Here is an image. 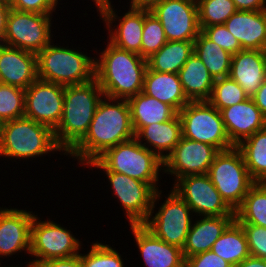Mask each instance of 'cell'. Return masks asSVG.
I'll return each instance as SVG.
<instances>
[{
	"mask_svg": "<svg viewBox=\"0 0 266 267\" xmlns=\"http://www.w3.org/2000/svg\"><path fill=\"white\" fill-rule=\"evenodd\" d=\"M135 138L127 99L106 96L99 101L89 130L66 155L85 168L107 149Z\"/></svg>",
	"mask_w": 266,
	"mask_h": 267,
	"instance_id": "cell-1",
	"label": "cell"
},
{
	"mask_svg": "<svg viewBox=\"0 0 266 267\" xmlns=\"http://www.w3.org/2000/svg\"><path fill=\"white\" fill-rule=\"evenodd\" d=\"M106 48L95 49L94 78L104 96L129 99L143 91L147 60L137 53L126 51L106 40ZM105 48V49H104Z\"/></svg>",
	"mask_w": 266,
	"mask_h": 267,
	"instance_id": "cell-2",
	"label": "cell"
},
{
	"mask_svg": "<svg viewBox=\"0 0 266 267\" xmlns=\"http://www.w3.org/2000/svg\"><path fill=\"white\" fill-rule=\"evenodd\" d=\"M103 96L95 78L84 84L64 87L63 114L54 130V136L66 155L87 134L96 107Z\"/></svg>",
	"mask_w": 266,
	"mask_h": 267,
	"instance_id": "cell-3",
	"label": "cell"
},
{
	"mask_svg": "<svg viewBox=\"0 0 266 267\" xmlns=\"http://www.w3.org/2000/svg\"><path fill=\"white\" fill-rule=\"evenodd\" d=\"M64 154L58 146L54 131L27 117L2 123L0 134V157L14 162L36 160L51 154ZM51 153V154H50ZM49 154V155H48ZM34 158V159H33ZM16 159V160H15ZM25 160V161H24Z\"/></svg>",
	"mask_w": 266,
	"mask_h": 267,
	"instance_id": "cell-4",
	"label": "cell"
},
{
	"mask_svg": "<svg viewBox=\"0 0 266 267\" xmlns=\"http://www.w3.org/2000/svg\"><path fill=\"white\" fill-rule=\"evenodd\" d=\"M87 167L92 171L95 168L100 171L125 174L148 183L155 191L161 188L163 161L155 153L141 145L136 138L107 149Z\"/></svg>",
	"mask_w": 266,
	"mask_h": 267,
	"instance_id": "cell-5",
	"label": "cell"
},
{
	"mask_svg": "<svg viewBox=\"0 0 266 267\" xmlns=\"http://www.w3.org/2000/svg\"><path fill=\"white\" fill-rule=\"evenodd\" d=\"M54 42L52 40L37 54L39 79L63 86L84 84L94 79V56L80 47L77 49L71 45L69 48V44L61 46Z\"/></svg>",
	"mask_w": 266,
	"mask_h": 267,
	"instance_id": "cell-6",
	"label": "cell"
},
{
	"mask_svg": "<svg viewBox=\"0 0 266 267\" xmlns=\"http://www.w3.org/2000/svg\"><path fill=\"white\" fill-rule=\"evenodd\" d=\"M162 192V189L155 192L151 211L142 225L155 237L183 249L194 214L186 202L171 188L167 196H163ZM162 196L165 200L158 207L159 201L163 200Z\"/></svg>",
	"mask_w": 266,
	"mask_h": 267,
	"instance_id": "cell-7",
	"label": "cell"
},
{
	"mask_svg": "<svg viewBox=\"0 0 266 267\" xmlns=\"http://www.w3.org/2000/svg\"><path fill=\"white\" fill-rule=\"evenodd\" d=\"M41 219V220H40ZM35 214L31 223L30 253L25 267H38L50 259L67 258L79 255L82 241L73 235L68 227L51 220H43ZM31 255V256H30Z\"/></svg>",
	"mask_w": 266,
	"mask_h": 267,
	"instance_id": "cell-8",
	"label": "cell"
},
{
	"mask_svg": "<svg viewBox=\"0 0 266 267\" xmlns=\"http://www.w3.org/2000/svg\"><path fill=\"white\" fill-rule=\"evenodd\" d=\"M208 175L222 199L233 211L241 205L250 188L256 183L236 146L216 154Z\"/></svg>",
	"mask_w": 266,
	"mask_h": 267,
	"instance_id": "cell-9",
	"label": "cell"
},
{
	"mask_svg": "<svg viewBox=\"0 0 266 267\" xmlns=\"http://www.w3.org/2000/svg\"><path fill=\"white\" fill-rule=\"evenodd\" d=\"M178 116L182 137L212 145L219 151L234 147L227 136L221 112L209 101H190Z\"/></svg>",
	"mask_w": 266,
	"mask_h": 267,
	"instance_id": "cell-10",
	"label": "cell"
},
{
	"mask_svg": "<svg viewBox=\"0 0 266 267\" xmlns=\"http://www.w3.org/2000/svg\"><path fill=\"white\" fill-rule=\"evenodd\" d=\"M52 16L11 8L5 31L6 44L37 55L54 39Z\"/></svg>",
	"mask_w": 266,
	"mask_h": 267,
	"instance_id": "cell-11",
	"label": "cell"
},
{
	"mask_svg": "<svg viewBox=\"0 0 266 267\" xmlns=\"http://www.w3.org/2000/svg\"><path fill=\"white\" fill-rule=\"evenodd\" d=\"M112 197L123 210L129 225L143 224L151 211L155 190L146 182L133 179L125 174L113 171H101Z\"/></svg>",
	"mask_w": 266,
	"mask_h": 267,
	"instance_id": "cell-12",
	"label": "cell"
},
{
	"mask_svg": "<svg viewBox=\"0 0 266 267\" xmlns=\"http://www.w3.org/2000/svg\"><path fill=\"white\" fill-rule=\"evenodd\" d=\"M128 8L125 13H122L123 16H119L118 14L121 13L117 12L118 9H115V5L111 2L99 7L96 11L97 15L98 13L100 15L99 19L104 23V28L108 31L107 39L110 43L142 56L145 9Z\"/></svg>",
	"mask_w": 266,
	"mask_h": 267,
	"instance_id": "cell-13",
	"label": "cell"
},
{
	"mask_svg": "<svg viewBox=\"0 0 266 267\" xmlns=\"http://www.w3.org/2000/svg\"><path fill=\"white\" fill-rule=\"evenodd\" d=\"M173 183L171 189L186 202L194 216L235 215L208 174L185 176Z\"/></svg>",
	"mask_w": 266,
	"mask_h": 267,
	"instance_id": "cell-14",
	"label": "cell"
},
{
	"mask_svg": "<svg viewBox=\"0 0 266 267\" xmlns=\"http://www.w3.org/2000/svg\"><path fill=\"white\" fill-rule=\"evenodd\" d=\"M150 12L160 21L168 41H194L201 32L197 2L163 0Z\"/></svg>",
	"mask_w": 266,
	"mask_h": 267,
	"instance_id": "cell-15",
	"label": "cell"
},
{
	"mask_svg": "<svg viewBox=\"0 0 266 267\" xmlns=\"http://www.w3.org/2000/svg\"><path fill=\"white\" fill-rule=\"evenodd\" d=\"M64 87L37 78L25 89L24 117L43 124L54 131L63 114Z\"/></svg>",
	"mask_w": 266,
	"mask_h": 267,
	"instance_id": "cell-16",
	"label": "cell"
},
{
	"mask_svg": "<svg viewBox=\"0 0 266 267\" xmlns=\"http://www.w3.org/2000/svg\"><path fill=\"white\" fill-rule=\"evenodd\" d=\"M218 152L212 145L181 137L163 161V174L174 176V182L189 175L208 174Z\"/></svg>",
	"mask_w": 266,
	"mask_h": 267,
	"instance_id": "cell-17",
	"label": "cell"
},
{
	"mask_svg": "<svg viewBox=\"0 0 266 267\" xmlns=\"http://www.w3.org/2000/svg\"><path fill=\"white\" fill-rule=\"evenodd\" d=\"M35 212L0 207V258H9L24 251L30 253L31 223ZM2 259H0V263Z\"/></svg>",
	"mask_w": 266,
	"mask_h": 267,
	"instance_id": "cell-18",
	"label": "cell"
},
{
	"mask_svg": "<svg viewBox=\"0 0 266 267\" xmlns=\"http://www.w3.org/2000/svg\"><path fill=\"white\" fill-rule=\"evenodd\" d=\"M129 226L145 267H185L182 249L155 237L142 224Z\"/></svg>",
	"mask_w": 266,
	"mask_h": 267,
	"instance_id": "cell-19",
	"label": "cell"
},
{
	"mask_svg": "<svg viewBox=\"0 0 266 267\" xmlns=\"http://www.w3.org/2000/svg\"><path fill=\"white\" fill-rule=\"evenodd\" d=\"M220 112L227 136L234 146L266 127V118L252 97L226 107Z\"/></svg>",
	"mask_w": 266,
	"mask_h": 267,
	"instance_id": "cell-20",
	"label": "cell"
},
{
	"mask_svg": "<svg viewBox=\"0 0 266 267\" xmlns=\"http://www.w3.org/2000/svg\"><path fill=\"white\" fill-rule=\"evenodd\" d=\"M37 78L36 54L8 45L0 50V83L25 90Z\"/></svg>",
	"mask_w": 266,
	"mask_h": 267,
	"instance_id": "cell-21",
	"label": "cell"
},
{
	"mask_svg": "<svg viewBox=\"0 0 266 267\" xmlns=\"http://www.w3.org/2000/svg\"><path fill=\"white\" fill-rule=\"evenodd\" d=\"M224 25L242 49L266 50V10H237Z\"/></svg>",
	"mask_w": 266,
	"mask_h": 267,
	"instance_id": "cell-22",
	"label": "cell"
},
{
	"mask_svg": "<svg viewBox=\"0 0 266 267\" xmlns=\"http://www.w3.org/2000/svg\"><path fill=\"white\" fill-rule=\"evenodd\" d=\"M229 77L253 97L266 79L265 51L242 49L233 54Z\"/></svg>",
	"mask_w": 266,
	"mask_h": 267,
	"instance_id": "cell-23",
	"label": "cell"
},
{
	"mask_svg": "<svg viewBox=\"0 0 266 267\" xmlns=\"http://www.w3.org/2000/svg\"><path fill=\"white\" fill-rule=\"evenodd\" d=\"M235 220V215L196 216L183 246L184 258L211 250L214 242Z\"/></svg>",
	"mask_w": 266,
	"mask_h": 267,
	"instance_id": "cell-24",
	"label": "cell"
},
{
	"mask_svg": "<svg viewBox=\"0 0 266 267\" xmlns=\"http://www.w3.org/2000/svg\"><path fill=\"white\" fill-rule=\"evenodd\" d=\"M181 137L178 114L168 121L146 125L135 135L141 145L155 153L162 161L172 152Z\"/></svg>",
	"mask_w": 266,
	"mask_h": 267,
	"instance_id": "cell-25",
	"label": "cell"
},
{
	"mask_svg": "<svg viewBox=\"0 0 266 267\" xmlns=\"http://www.w3.org/2000/svg\"><path fill=\"white\" fill-rule=\"evenodd\" d=\"M143 92L167 103L177 112L190 102L183 92L178 74L153 71L149 67L144 77Z\"/></svg>",
	"mask_w": 266,
	"mask_h": 267,
	"instance_id": "cell-26",
	"label": "cell"
},
{
	"mask_svg": "<svg viewBox=\"0 0 266 267\" xmlns=\"http://www.w3.org/2000/svg\"><path fill=\"white\" fill-rule=\"evenodd\" d=\"M127 101L135 135L146 125L168 121L178 114L172 106L146 95L143 91Z\"/></svg>",
	"mask_w": 266,
	"mask_h": 267,
	"instance_id": "cell-27",
	"label": "cell"
},
{
	"mask_svg": "<svg viewBox=\"0 0 266 267\" xmlns=\"http://www.w3.org/2000/svg\"><path fill=\"white\" fill-rule=\"evenodd\" d=\"M183 92L189 101H208L214 79L203 62L193 54L179 70Z\"/></svg>",
	"mask_w": 266,
	"mask_h": 267,
	"instance_id": "cell-28",
	"label": "cell"
},
{
	"mask_svg": "<svg viewBox=\"0 0 266 267\" xmlns=\"http://www.w3.org/2000/svg\"><path fill=\"white\" fill-rule=\"evenodd\" d=\"M193 54L194 41H167L147 59V64L153 71L178 74Z\"/></svg>",
	"mask_w": 266,
	"mask_h": 267,
	"instance_id": "cell-29",
	"label": "cell"
},
{
	"mask_svg": "<svg viewBox=\"0 0 266 267\" xmlns=\"http://www.w3.org/2000/svg\"><path fill=\"white\" fill-rule=\"evenodd\" d=\"M211 251L233 267L248 258L250 251L241 224L234 220L214 242Z\"/></svg>",
	"mask_w": 266,
	"mask_h": 267,
	"instance_id": "cell-30",
	"label": "cell"
},
{
	"mask_svg": "<svg viewBox=\"0 0 266 267\" xmlns=\"http://www.w3.org/2000/svg\"><path fill=\"white\" fill-rule=\"evenodd\" d=\"M194 54L207 67L214 80L229 77L232 54L209 40L202 32L194 40Z\"/></svg>",
	"mask_w": 266,
	"mask_h": 267,
	"instance_id": "cell-31",
	"label": "cell"
},
{
	"mask_svg": "<svg viewBox=\"0 0 266 267\" xmlns=\"http://www.w3.org/2000/svg\"><path fill=\"white\" fill-rule=\"evenodd\" d=\"M255 182H266V127L236 146Z\"/></svg>",
	"mask_w": 266,
	"mask_h": 267,
	"instance_id": "cell-32",
	"label": "cell"
},
{
	"mask_svg": "<svg viewBox=\"0 0 266 267\" xmlns=\"http://www.w3.org/2000/svg\"><path fill=\"white\" fill-rule=\"evenodd\" d=\"M234 213L235 220L240 224L266 228V183L256 182Z\"/></svg>",
	"mask_w": 266,
	"mask_h": 267,
	"instance_id": "cell-33",
	"label": "cell"
},
{
	"mask_svg": "<svg viewBox=\"0 0 266 267\" xmlns=\"http://www.w3.org/2000/svg\"><path fill=\"white\" fill-rule=\"evenodd\" d=\"M197 6L200 29L224 24L237 11L233 0H199Z\"/></svg>",
	"mask_w": 266,
	"mask_h": 267,
	"instance_id": "cell-34",
	"label": "cell"
},
{
	"mask_svg": "<svg viewBox=\"0 0 266 267\" xmlns=\"http://www.w3.org/2000/svg\"><path fill=\"white\" fill-rule=\"evenodd\" d=\"M244 89L230 77L214 80L213 90L208 100L217 110L241 103L248 99Z\"/></svg>",
	"mask_w": 266,
	"mask_h": 267,
	"instance_id": "cell-35",
	"label": "cell"
},
{
	"mask_svg": "<svg viewBox=\"0 0 266 267\" xmlns=\"http://www.w3.org/2000/svg\"><path fill=\"white\" fill-rule=\"evenodd\" d=\"M25 90L0 83V122L24 117Z\"/></svg>",
	"mask_w": 266,
	"mask_h": 267,
	"instance_id": "cell-36",
	"label": "cell"
},
{
	"mask_svg": "<svg viewBox=\"0 0 266 267\" xmlns=\"http://www.w3.org/2000/svg\"><path fill=\"white\" fill-rule=\"evenodd\" d=\"M80 255L84 267H127L120 252L102 241L92 242L90 249Z\"/></svg>",
	"mask_w": 266,
	"mask_h": 267,
	"instance_id": "cell-37",
	"label": "cell"
},
{
	"mask_svg": "<svg viewBox=\"0 0 266 267\" xmlns=\"http://www.w3.org/2000/svg\"><path fill=\"white\" fill-rule=\"evenodd\" d=\"M165 31L160 21L150 12L145 9V21L143 26L142 37V57L148 59L154 53L159 51L167 42Z\"/></svg>",
	"mask_w": 266,
	"mask_h": 267,
	"instance_id": "cell-38",
	"label": "cell"
},
{
	"mask_svg": "<svg viewBox=\"0 0 266 267\" xmlns=\"http://www.w3.org/2000/svg\"><path fill=\"white\" fill-rule=\"evenodd\" d=\"M201 32L209 40L232 55L242 50L239 41L227 30L224 24L204 27L201 29Z\"/></svg>",
	"mask_w": 266,
	"mask_h": 267,
	"instance_id": "cell-39",
	"label": "cell"
},
{
	"mask_svg": "<svg viewBox=\"0 0 266 267\" xmlns=\"http://www.w3.org/2000/svg\"><path fill=\"white\" fill-rule=\"evenodd\" d=\"M251 256L266 259V228L253 224H241Z\"/></svg>",
	"mask_w": 266,
	"mask_h": 267,
	"instance_id": "cell-40",
	"label": "cell"
},
{
	"mask_svg": "<svg viewBox=\"0 0 266 267\" xmlns=\"http://www.w3.org/2000/svg\"><path fill=\"white\" fill-rule=\"evenodd\" d=\"M63 0H13L12 9L40 14H54L59 2Z\"/></svg>",
	"mask_w": 266,
	"mask_h": 267,
	"instance_id": "cell-41",
	"label": "cell"
},
{
	"mask_svg": "<svg viewBox=\"0 0 266 267\" xmlns=\"http://www.w3.org/2000/svg\"><path fill=\"white\" fill-rule=\"evenodd\" d=\"M185 267H233L229 262L209 250L185 259Z\"/></svg>",
	"mask_w": 266,
	"mask_h": 267,
	"instance_id": "cell-42",
	"label": "cell"
},
{
	"mask_svg": "<svg viewBox=\"0 0 266 267\" xmlns=\"http://www.w3.org/2000/svg\"><path fill=\"white\" fill-rule=\"evenodd\" d=\"M38 267H84L81 255L67 258L50 259L42 262Z\"/></svg>",
	"mask_w": 266,
	"mask_h": 267,
	"instance_id": "cell-43",
	"label": "cell"
},
{
	"mask_svg": "<svg viewBox=\"0 0 266 267\" xmlns=\"http://www.w3.org/2000/svg\"><path fill=\"white\" fill-rule=\"evenodd\" d=\"M238 11L266 10V0H233Z\"/></svg>",
	"mask_w": 266,
	"mask_h": 267,
	"instance_id": "cell-44",
	"label": "cell"
},
{
	"mask_svg": "<svg viewBox=\"0 0 266 267\" xmlns=\"http://www.w3.org/2000/svg\"><path fill=\"white\" fill-rule=\"evenodd\" d=\"M252 99L254 100L257 108L266 118V79L259 87L258 91L254 94Z\"/></svg>",
	"mask_w": 266,
	"mask_h": 267,
	"instance_id": "cell-45",
	"label": "cell"
},
{
	"mask_svg": "<svg viewBox=\"0 0 266 267\" xmlns=\"http://www.w3.org/2000/svg\"><path fill=\"white\" fill-rule=\"evenodd\" d=\"M10 9V3L0 0V32L6 31L7 18Z\"/></svg>",
	"mask_w": 266,
	"mask_h": 267,
	"instance_id": "cell-46",
	"label": "cell"
},
{
	"mask_svg": "<svg viewBox=\"0 0 266 267\" xmlns=\"http://www.w3.org/2000/svg\"><path fill=\"white\" fill-rule=\"evenodd\" d=\"M235 267H265V259L250 255Z\"/></svg>",
	"mask_w": 266,
	"mask_h": 267,
	"instance_id": "cell-47",
	"label": "cell"
},
{
	"mask_svg": "<svg viewBox=\"0 0 266 267\" xmlns=\"http://www.w3.org/2000/svg\"><path fill=\"white\" fill-rule=\"evenodd\" d=\"M128 7L140 8V9H151L155 4L163 0H127Z\"/></svg>",
	"mask_w": 266,
	"mask_h": 267,
	"instance_id": "cell-48",
	"label": "cell"
},
{
	"mask_svg": "<svg viewBox=\"0 0 266 267\" xmlns=\"http://www.w3.org/2000/svg\"><path fill=\"white\" fill-rule=\"evenodd\" d=\"M91 2H94L95 8L98 9L101 6L108 4V3H111V2H114V1H112V0H92Z\"/></svg>",
	"mask_w": 266,
	"mask_h": 267,
	"instance_id": "cell-49",
	"label": "cell"
},
{
	"mask_svg": "<svg viewBox=\"0 0 266 267\" xmlns=\"http://www.w3.org/2000/svg\"><path fill=\"white\" fill-rule=\"evenodd\" d=\"M5 32H0V50L6 46Z\"/></svg>",
	"mask_w": 266,
	"mask_h": 267,
	"instance_id": "cell-50",
	"label": "cell"
},
{
	"mask_svg": "<svg viewBox=\"0 0 266 267\" xmlns=\"http://www.w3.org/2000/svg\"><path fill=\"white\" fill-rule=\"evenodd\" d=\"M6 267V265L4 264L2 267ZM7 267H22V264L21 265H19V263H18V265H16V266H13L12 264L11 265H7ZM27 267V266H26Z\"/></svg>",
	"mask_w": 266,
	"mask_h": 267,
	"instance_id": "cell-51",
	"label": "cell"
},
{
	"mask_svg": "<svg viewBox=\"0 0 266 267\" xmlns=\"http://www.w3.org/2000/svg\"><path fill=\"white\" fill-rule=\"evenodd\" d=\"M3 1L11 3L13 0H3Z\"/></svg>",
	"mask_w": 266,
	"mask_h": 267,
	"instance_id": "cell-52",
	"label": "cell"
}]
</instances>
